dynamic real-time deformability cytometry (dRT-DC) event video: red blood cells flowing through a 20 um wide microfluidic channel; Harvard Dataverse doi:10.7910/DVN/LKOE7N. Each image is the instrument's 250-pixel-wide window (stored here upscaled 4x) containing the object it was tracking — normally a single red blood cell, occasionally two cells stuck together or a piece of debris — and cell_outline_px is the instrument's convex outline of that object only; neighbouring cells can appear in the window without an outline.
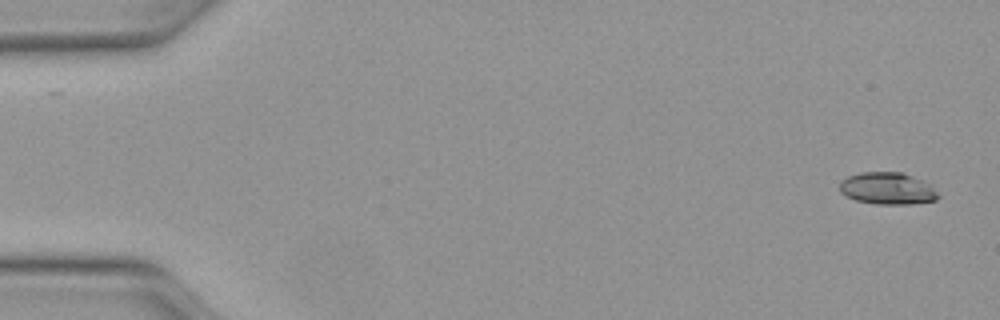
{"species": "Egyptian fruit bat (a non-hibernating species)", "species_latin": "Rousettus aegyptiacus", "temperature_condition": "warm", "stored_images_in_passage": 49, "camera_frame_rate_fps": 3000, "um_per_image_px": 0.085, "animal": {"sex": "female"}, "frame": {"image": 1, "passage_image": 1, "time_ms": 0.0, "image_size_px": [1000, 320], "cell_outline_px": [[940, 196], [936, 200], [912, 204], [876, 204], [856, 200], [844, 196], [840, 192], [840, 180], [848, 176], [860, 172], [904, 172], [924, 180], [932, 184]], "centroid_in_image_um": [75.46, 16.01], "position_along_channel_um": 9.5, "area_um2": 18.79}}
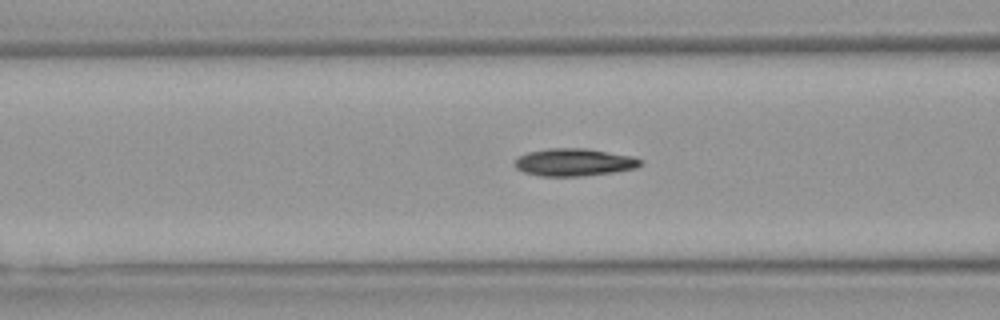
{"frame": {"image": 2, "passage_image": 19, "time_ms": 6.0, "image_size_px": [1000, 320], "cell_outline_px": [[644, 160], [636, 168], [612, 172], [580, 176], [540, 176], [524, 172], [516, 168], [512, 164], [512, 160], [528, 152], [548, 148], [588, 148], [632, 156]], "centroid_in_image_um": [48.76, 13.78], "position_along_channel_um": 117.8, "area_um2": 20.29}}
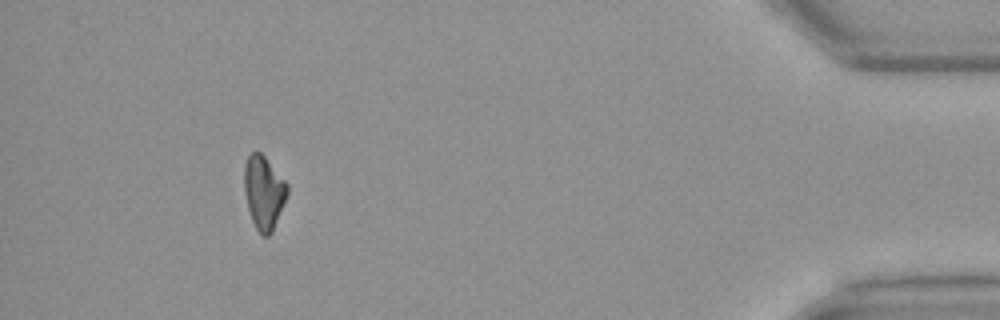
{"frame": {"image": 3, "passage_image": 45, "time_ms": 14.667, "image_size_px": [1000, 320], "cell_outline_px": [[288, 196], [272, 232], [268, 236], [264, 236], [256, 228], [252, 220], [248, 208], [244, 192], [244, 164], [248, 156], [252, 152], [260, 152], [264, 156], [288, 184]], "centroid_in_image_um": [22.43, 16.35], "position_along_channel_um": 412.8, "area_um2": 18.38}, "authors_computed_cell_mechanics": {"area_um2": 19.074, "velocity_mm_per_s": 4.139, "shape_relaxation_time_tau1_ms": 5.0607, "shape_relaxation_time_tau2_ms": 4.673, "deformation_change_tau1": 0.1801, "deformation_change_tau2": 0.1079}}